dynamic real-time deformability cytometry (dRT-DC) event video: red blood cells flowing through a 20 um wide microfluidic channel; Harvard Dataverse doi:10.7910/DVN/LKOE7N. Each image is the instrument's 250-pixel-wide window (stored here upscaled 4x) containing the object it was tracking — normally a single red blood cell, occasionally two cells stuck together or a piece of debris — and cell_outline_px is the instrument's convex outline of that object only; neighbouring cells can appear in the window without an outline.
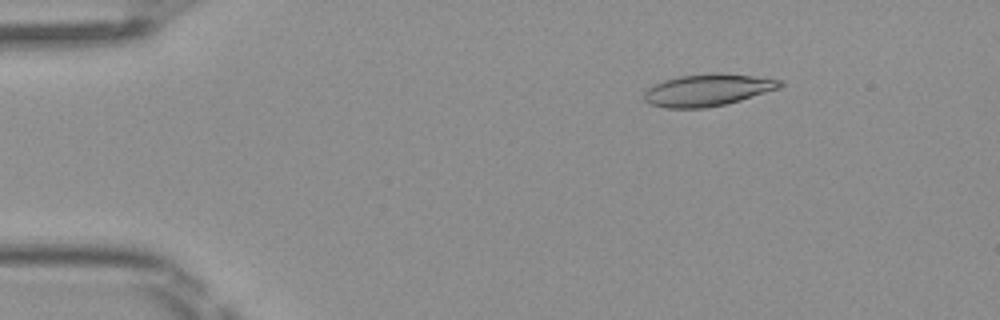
{"species": "Egyptian fruit bat (a non-hibernating species)", "species_latin": "Rousettus aegyptiacus", "temperature_condition": "room temperature", "stored_images_in_passage": 4, "camera_frame_rate_fps": 3000, "um_per_image_px": 0.085, "frame": {"image": 1, "passage_image": 2, "time_ms": 0.333, "image_size_px": [1000, 320], "cell_outline_px": [[784, 84], [780, 88], [740, 100], [724, 104], [704, 108], [664, 108], [648, 104], [644, 100], [644, 92], [648, 88], [664, 80], [680, 76], [716, 72], [720, 72], [784, 80]], "centroid_in_image_um": [60.15, 7.65], "position_along_channel_um": 24.8, "area_um2": 25.37}}
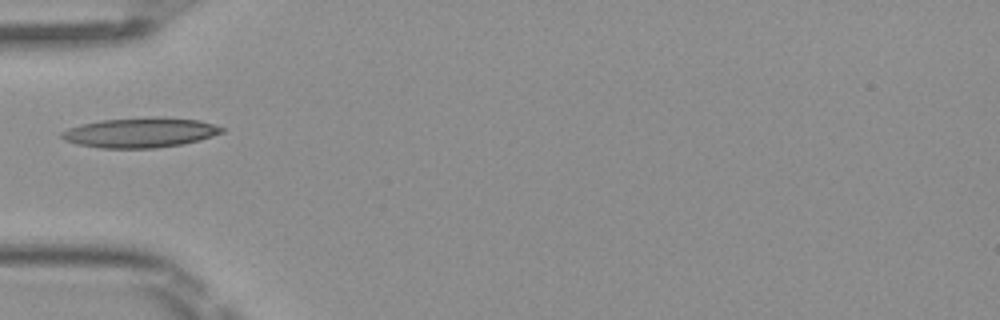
{"frame": {"image": 2, "passage_image": 4, "time_ms": 1.0, "image_size_px": [1000, 320], "cell_outline_px": [[224, 132], [200, 140], [184, 144], [156, 148], [100, 148], [76, 144], [64, 140], [60, 136], [60, 132], [68, 128], [80, 124], [100, 120], [152, 116], [156, 116], [200, 120], [224, 128]], "centroid_in_image_um": [11.9, 11.26], "position_along_channel_um": 73.1, "area_um2": 28.26}}